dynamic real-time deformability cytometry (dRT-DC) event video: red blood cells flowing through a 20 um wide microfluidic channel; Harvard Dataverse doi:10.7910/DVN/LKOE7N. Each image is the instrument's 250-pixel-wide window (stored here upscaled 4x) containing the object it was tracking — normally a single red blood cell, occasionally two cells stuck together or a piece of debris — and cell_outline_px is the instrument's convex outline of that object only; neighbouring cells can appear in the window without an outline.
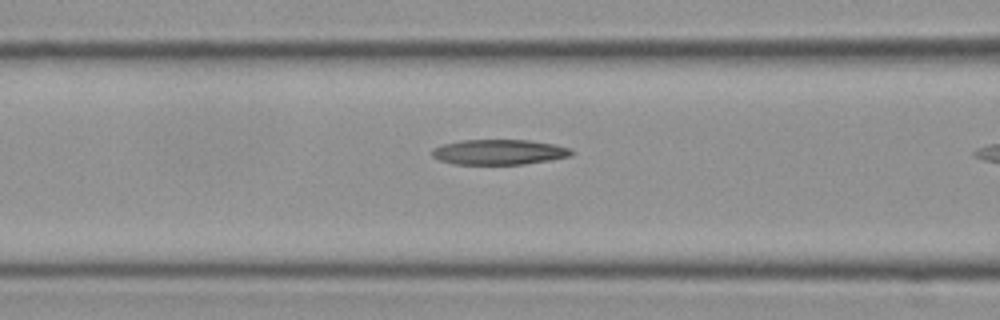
{"species": "Egyptian fruit bat (a non-hibernating species)", "species_latin": "Rousettus aegyptiacus", "temperature_condition": "cold", "stored_images_in_passage": 7, "camera_frame_rate_fps": 3000, "um_per_image_px": 0.085, "frame": {"image": 1, "passage_image": 5, "time_ms": 1.333, "image_size_px": [1000, 320], "cell_outline_px": [[576, 152], [572, 156], [524, 164], [456, 164], [440, 160], [432, 156], [432, 148], [444, 144], [460, 140], [528, 140], [552, 144], [572, 148]], "centroid_in_image_um": [42.45, 12.92], "position_along_channel_um": 124.1, "area_um2": 20.46}}